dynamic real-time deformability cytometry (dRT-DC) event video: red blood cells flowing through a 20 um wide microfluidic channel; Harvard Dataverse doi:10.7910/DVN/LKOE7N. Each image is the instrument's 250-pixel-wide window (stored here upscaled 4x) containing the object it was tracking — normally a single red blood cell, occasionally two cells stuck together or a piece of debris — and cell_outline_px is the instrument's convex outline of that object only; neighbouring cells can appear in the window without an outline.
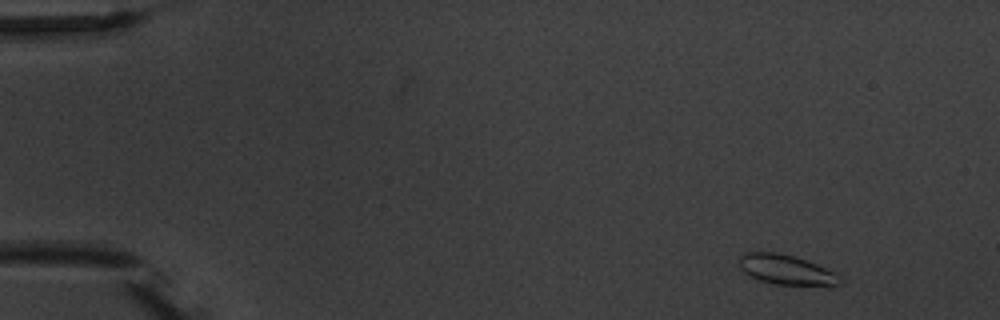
{"species": "common noctule bat (a hibernating species)", "species_latin": "Nyctalus noctula", "temperature_condition": "warm", "stored_images_in_passage": 5, "camera_frame_rate_fps": 3000, "um_per_image_px": 0.085, "animal": {"sex": "male", "body_mass_g": 20.1, "forearm_length_mm": 53.5}, "frame": {"image": 1, "passage_image": 1, "time_ms": 0.0, "image_size_px": [1000, 320], "cell_outline_px": [[844, 280], [840, 284], [776, 284], [760, 280], [744, 272], [740, 268], [740, 256], [744, 252], [776, 252], [792, 256], [816, 264], [836, 272], [844, 276]], "centroid_in_image_um": [66.85, 22.91], "position_along_channel_um": 18.2, "area_um2": 17.17}}
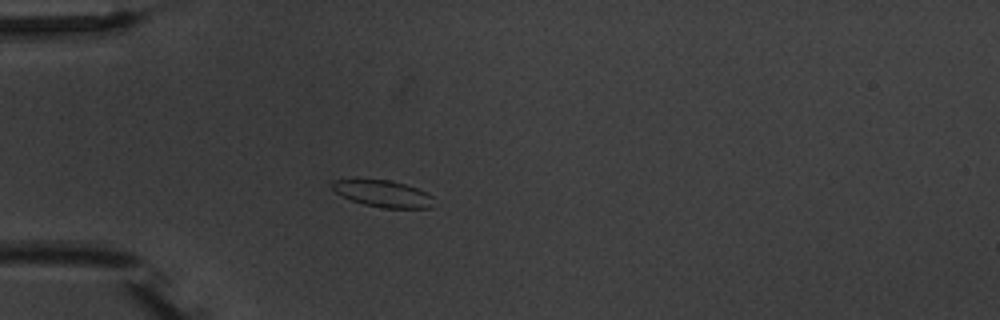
{"frame": {"image": 2, "passage_image": 4, "time_ms": 3.667, "image_size_px": [1000, 320], "cell_outline_px": [[432, 208], [380, 208], [364, 204], [352, 200], [336, 192], [332, 188], [332, 180], [356, 176], [388, 180], [404, 184], [416, 188], [432, 196]], "centroid_in_image_um": [32.46, 16.41], "position_along_channel_um": 52.5, "area_um2": 16.24}}